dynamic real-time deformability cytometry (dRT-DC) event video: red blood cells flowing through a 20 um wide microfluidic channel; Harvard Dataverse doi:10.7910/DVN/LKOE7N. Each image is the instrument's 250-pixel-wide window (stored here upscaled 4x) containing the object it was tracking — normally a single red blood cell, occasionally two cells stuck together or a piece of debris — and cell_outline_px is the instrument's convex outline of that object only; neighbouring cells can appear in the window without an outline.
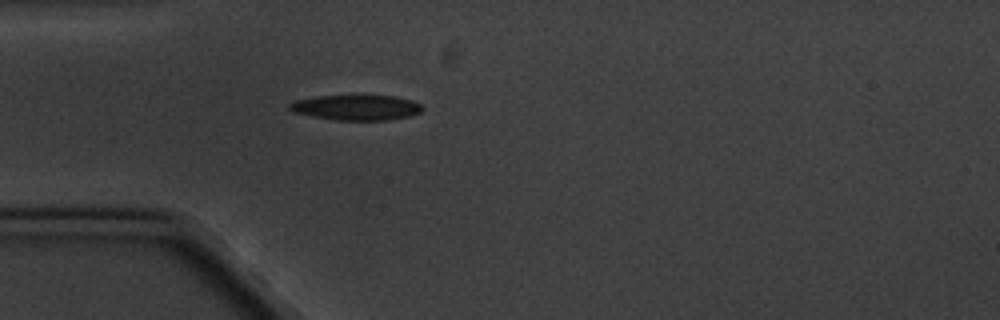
{"species": "common noctule bat (a hibernating species)", "species_latin": "Nyctalus noctula", "temperature_condition": "cold", "stored_images_in_passage": 6, "camera_frame_rate_fps": 3000, "um_per_image_px": 0.085, "animal": {"sex": "male", "body_mass_g": 20.1, "forearm_length_mm": 53.5}, "frame": {"image": 1, "passage_image": 6, "time_ms": 5.667, "image_size_px": [1000, 320], "cell_outline_px": [[424, 108], [420, 112], [408, 116], [388, 120], [336, 120], [312, 116], [296, 112], [288, 108], [288, 104], [296, 100], [320, 96], [392, 96], [412, 100], [420, 104]], "centroid_in_image_um": [30.3, 9.14], "position_along_channel_um": 54.7, "area_um2": 19.25}}